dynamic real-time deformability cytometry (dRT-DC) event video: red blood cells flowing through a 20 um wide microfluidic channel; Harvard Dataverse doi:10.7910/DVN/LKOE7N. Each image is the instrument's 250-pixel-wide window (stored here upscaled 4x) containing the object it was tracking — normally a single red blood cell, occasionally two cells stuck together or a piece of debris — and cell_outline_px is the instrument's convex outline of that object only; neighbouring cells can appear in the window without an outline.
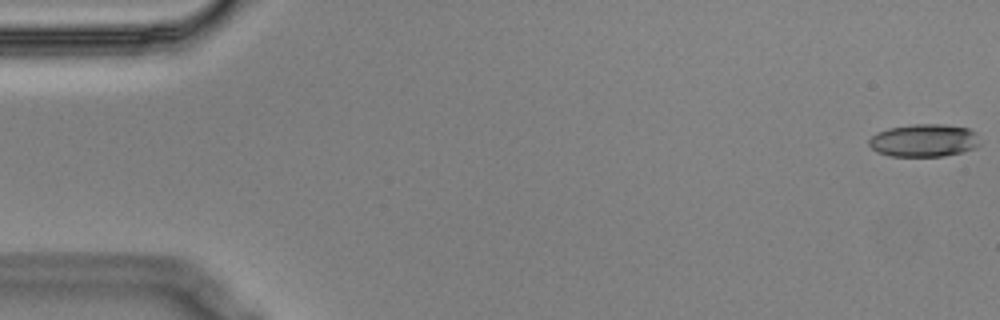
{"species": "Egyptian fruit bat (a non-hibernating species)", "species_latin": "Rousettus aegyptiacus", "temperature_condition": "cold", "stored_images_in_passage": 57, "camera_frame_rate_fps": 3000, "um_per_image_px": 0.085, "animal": {"sex": "male"}, "frame": {"image": 1, "passage_image": 1, "time_ms": 0.0, "image_size_px": [1000, 320], "cell_outline_px": [[980, 144], [976, 148], [944, 156], [888, 156], [876, 152], [868, 144], [868, 140], [876, 132], [888, 128], [916, 124], [944, 124], [968, 128], [976, 132]], "centroid_in_image_um": [78.52, 11.94], "position_along_channel_um": 6.5, "area_um2": 21.33}}
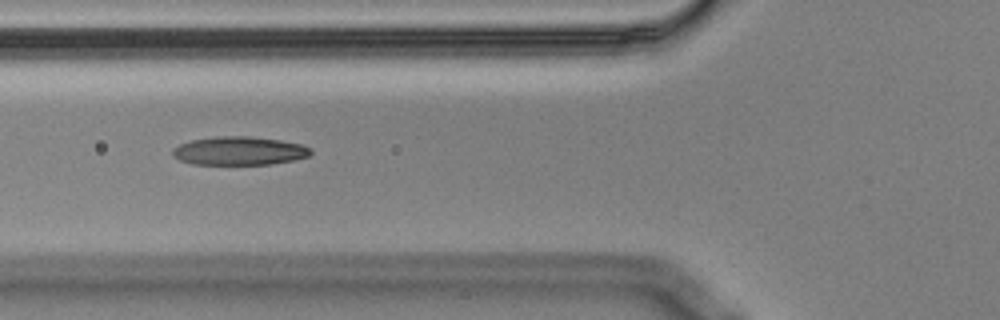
{"frame": {"image": 2, "passage_image": 21, "time_ms": 6.667, "image_size_px": [1000, 320], "cell_outline_px": [[312, 152], [308, 156], [292, 160], [268, 164], [192, 164], [180, 160], [172, 156], [172, 148], [180, 144], [192, 140], [216, 136], [252, 136], [280, 140], [304, 144], [312, 148]], "centroid_in_image_um": [20.34, 12.81], "position_along_channel_um": 105.5, "area_um2": 23.0}}
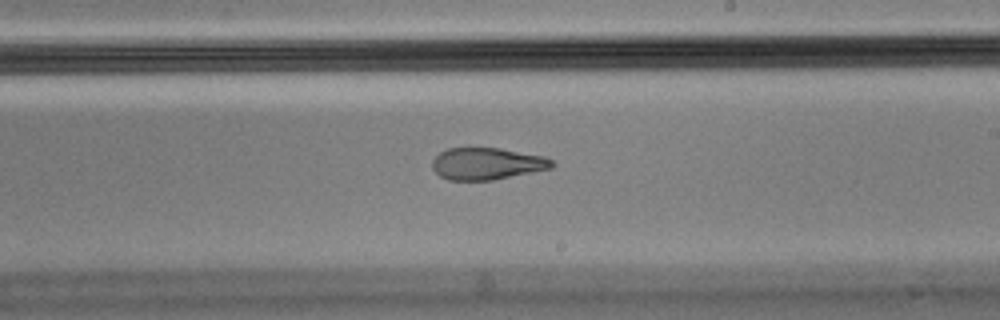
{"frame": {"image": 3, "passage_image": 33, "time_ms": 10.667, "image_size_px": [1000, 320], "cell_outline_px": [[556, 164], [552, 168], [492, 180], [448, 180], [440, 176], [432, 168], [432, 160], [440, 152], [448, 148], [468, 144], [500, 148], [544, 156], [552, 160]], "centroid_in_image_um": [41.35, 13.86], "position_along_channel_um": 247.7, "area_um2": 23.0}, "authors_computed_cell_mechanics": {"area_um2": 23.2356, "velocity_mm_per_s": 3.545, "shape_relaxation_time_tau1_ms": null, "shape_relaxation_time_tau2_ms": 2.6427, "deformation_change_tau1": null, "deformation_change_tau2": 0.1012}}